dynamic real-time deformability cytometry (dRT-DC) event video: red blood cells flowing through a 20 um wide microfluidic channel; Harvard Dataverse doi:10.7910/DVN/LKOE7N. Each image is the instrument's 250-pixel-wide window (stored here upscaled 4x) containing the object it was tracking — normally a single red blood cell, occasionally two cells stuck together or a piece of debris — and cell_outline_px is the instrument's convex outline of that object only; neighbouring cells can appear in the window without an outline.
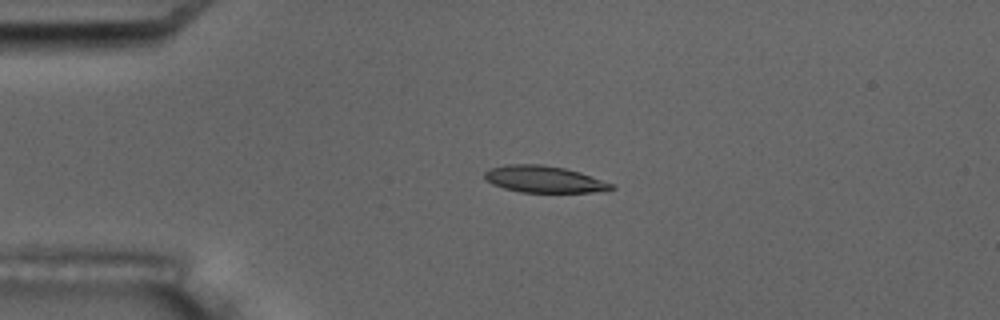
{"species": "common noctule bat (a hibernating species)", "species_latin": "Nyctalus noctula", "temperature_condition": "room temperature", "stored_images_in_passage": 5, "camera_frame_rate_fps": 3000, "um_per_image_px": 0.085, "animal": {"sex": "male", "body_mass_g": 17.5, "forearm_length_mm": 52.3}, "frame": {"image": 1, "passage_image": 4, "time_ms": 3.333, "image_size_px": [1000, 320], "cell_outline_px": [[616, 188], [592, 192], [520, 192], [504, 188], [492, 184], [484, 180], [484, 172], [488, 168], [504, 164], [540, 164], [564, 168], [580, 172], [612, 184]], "centroid_in_image_um": [46.15, 15.22], "position_along_channel_um": 38.8, "area_um2": 19.71}}